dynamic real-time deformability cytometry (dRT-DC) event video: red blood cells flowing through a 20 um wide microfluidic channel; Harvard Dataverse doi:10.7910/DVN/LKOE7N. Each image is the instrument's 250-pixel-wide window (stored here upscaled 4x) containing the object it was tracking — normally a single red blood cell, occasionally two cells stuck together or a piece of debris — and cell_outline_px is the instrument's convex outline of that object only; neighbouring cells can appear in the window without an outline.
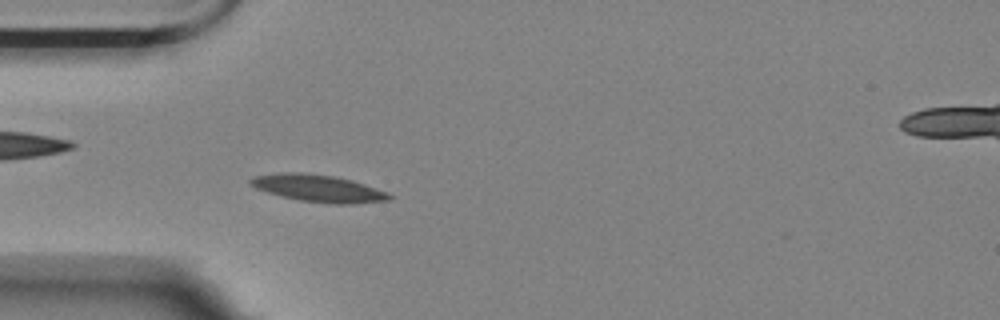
{"species": "Egyptian fruit bat (a non-hibernating species)", "species_latin": "Rousettus aegyptiacus", "temperature_condition": "room temperature", "stored_images_in_passage": 56, "camera_frame_rate_fps": 3000, "um_per_image_px": 0.085, "animal": {"sex": "female"}, "frame": {"image": 1, "passage_image": 16, "time_ms": 5.0, "image_size_px": [1000, 320], "cell_outline_px": [[392, 196], [388, 200], [352, 204], [332, 204], [300, 200], [280, 196], [256, 188], [248, 184], [248, 180], [252, 176], [280, 172], [300, 172], [332, 176], [352, 180], [388, 192]], "centroid_in_image_um": [27.01, 16.0], "position_along_channel_um": 58.0, "area_um2": 21.96}}
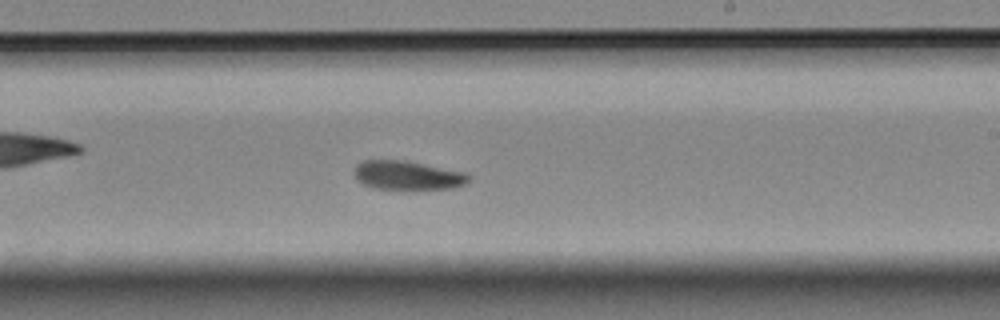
{"frame": {"image": 2, "passage_image": 33, "time_ms": 10.667, "image_size_px": [1000, 320], "cell_outline_px": [[472, 180], [464, 184], [452, 188], [408, 192], [372, 188], [356, 180], [356, 164], [364, 160], [408, 160], [468, 172], [472, 176]], "centroid_in_image_um": [34.73, 14.94], "position_along_channel_um": 254.3, "area_um2": 20.52}}
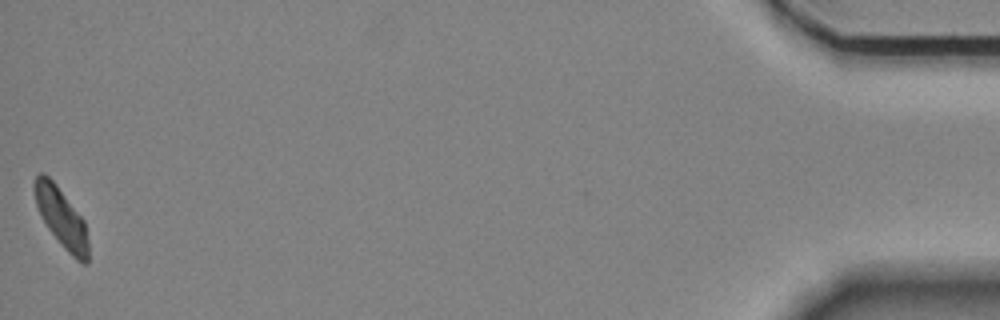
{"frame": {"image": 3, "passage_image": 56, "time_ms": 18.333, "image_size_px": [1000, 320], "cell_outline_px": [[88, 264], [84, 264], [76, 260], [60, 244], [48, 228], [36, 204], [32, 188], [32, 184], [36, 176], [40, 172], [44, 172], [56, 184], [84, 220], [88, 240]], "centroid_in_image_um": [5.21, 18.49], "position_along_channel_um": 430.0, "area_um2": 18.61}, "authors_computed_cell_mechanics": {"area_um2": 19.4786, "velocity_mm_per_s": 3.5153, "shape_relaxation_time_tau1_ms": 8.1635, "shape_relaxation_time_tau2_ms": null, "deformation_change_tau1": 0.1845, "deformation_change_tau2": null}}